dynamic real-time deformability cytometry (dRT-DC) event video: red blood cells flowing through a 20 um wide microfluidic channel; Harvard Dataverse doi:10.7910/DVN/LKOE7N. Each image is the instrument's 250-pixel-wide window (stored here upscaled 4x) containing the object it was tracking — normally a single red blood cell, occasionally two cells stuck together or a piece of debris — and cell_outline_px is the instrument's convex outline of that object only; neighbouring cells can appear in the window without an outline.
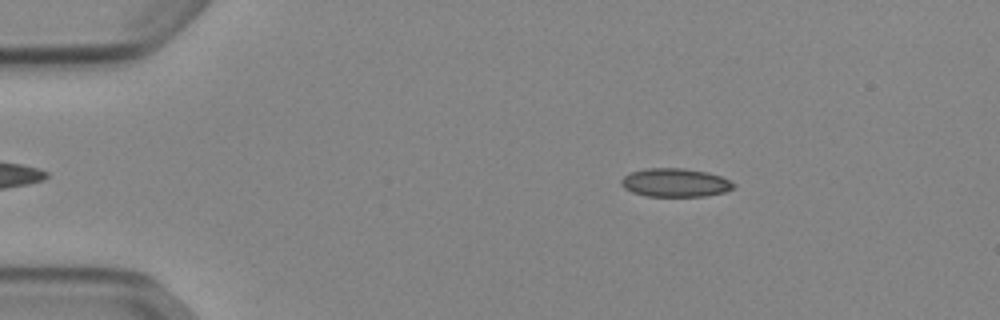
{"species": "Egyptian fruit bat (a non-hibernating species)", "species_latin": "Rousettus aegyptiacus", "temperature_condition": "cold", "stored_images_in_passage": 47, "camera_frame_rate_fps": 3000, "um_per_image_px": 0.085, "animal": {"sex": "female"}, "frame": {"image": 1, "passage_image": 4, "time_ms": 1.0, "image_size_px": [1000, 320], "cell_outline_px": [[736, 184], [732, 188], [724, 192], [704, 196], [644, 196], [632, 192], [624, 188], [620, 184], [620, 180], [624, 176], [632, 172], [644, 168], [684, 168], [708, 172], [720, 176]], "centroid_in_image_um": [57.36, 15.52], "position_along_channel_um": 27.6, "area_um2": 18.67}}
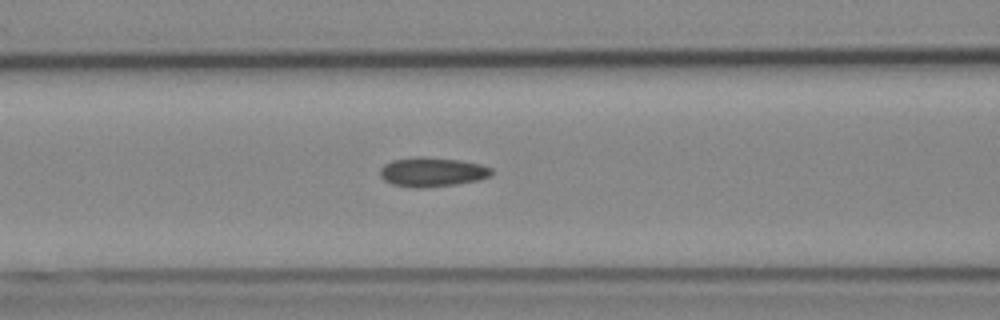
{"frame": {"image": 2, "passage_image": 17, "time_ms": 5.333, "image_size_px": [1000, 320], "cell_outline_px": [[492, 176], [480, 180], [456, 184], [424, 188], [416, 188], [392, 184], [384, 180], [380, 176], [380, 168], [384, 164], [392, 160], [460, 160], [480, 164], [492, 168]], "centroid_in_image_um": [36.78, 14.68], "position_along_channel_um": 129.8, "area_um2": 18.21}}
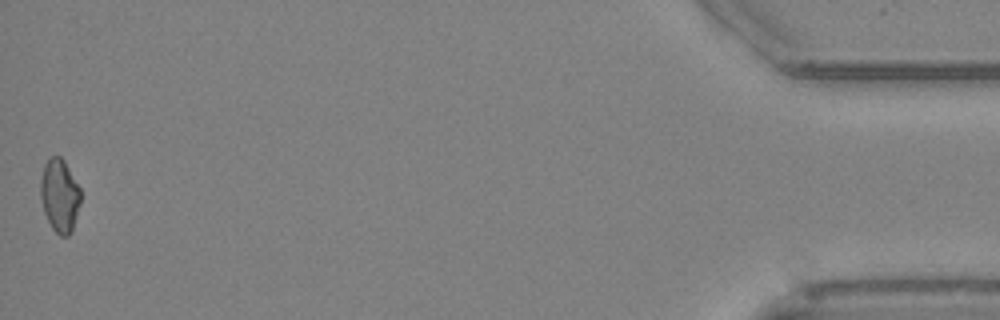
{"frame": {"image": 3, "passage_image": 47, "time_ms": 15.333, "image_size_px": [1000, 320], "cell_outline_px": [[80, 204], [72, 232], [68, 236], [60, 236], [52, 228], [44, 212], [40, 196], [40, 180], [44, 164], [52, 156], [60, 156], [64, 160], [80, 188]], "centroid_in_image_um": [5.07, 16.63], "position_along_channel_um": 430.1, "area_um2": 17.11}, "authors_computed_cell_mechanics": {"area_um2": 18.207, "velocity_mm_per_s": 3.9111, "shape_relaxation_time_tau1_ms": null, "shape_relaxation_time_tau2_ms": 3.9535, "deformation_change_tau1": null, "deformation_change_tau2": 0.0964}}